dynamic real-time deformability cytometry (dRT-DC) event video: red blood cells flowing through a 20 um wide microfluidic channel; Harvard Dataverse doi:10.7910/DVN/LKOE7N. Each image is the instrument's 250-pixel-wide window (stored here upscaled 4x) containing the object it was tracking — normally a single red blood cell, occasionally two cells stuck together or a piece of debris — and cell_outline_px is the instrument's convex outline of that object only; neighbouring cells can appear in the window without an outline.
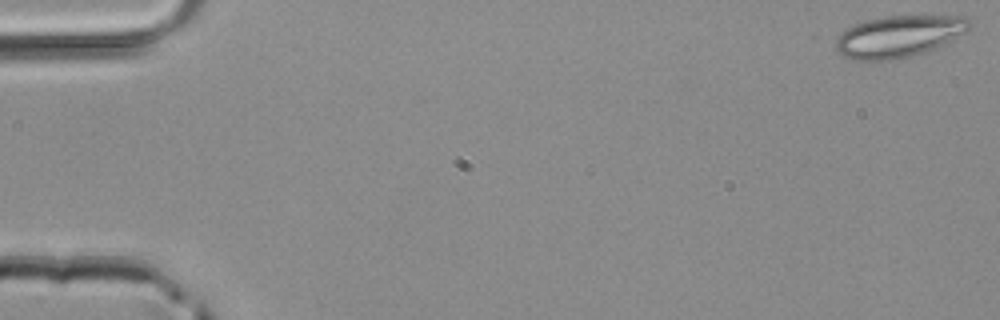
{"species": "common noctule bat (a hibernating species)", "species_latin": "Nyctalus noctula", "temperature_condition": "room temperature", "stored_images_in_passage": 4, "camera_frame_rate_fps": 3000, "um_per_image_px": 0.085, "animal": {"sex": "male", "body_mass_g": 20.4}, "frame": {"image": 1, "passage_image": 1, "time_ms": 0.0, "image_size_px": [1000, 320], "cell_outline_px": [[972, 28], [968, 32], [928, 52], [892, 60], [852, 60], [836, 52], [836, 36], [840, 32], [856, 24], [868, 20], [884, 16], [968, 16], [972, 20]], "centroid_in_image_um": [76.45, 3.09], "position_along_channel_um": 8.5, "area_um2": 32.95}}